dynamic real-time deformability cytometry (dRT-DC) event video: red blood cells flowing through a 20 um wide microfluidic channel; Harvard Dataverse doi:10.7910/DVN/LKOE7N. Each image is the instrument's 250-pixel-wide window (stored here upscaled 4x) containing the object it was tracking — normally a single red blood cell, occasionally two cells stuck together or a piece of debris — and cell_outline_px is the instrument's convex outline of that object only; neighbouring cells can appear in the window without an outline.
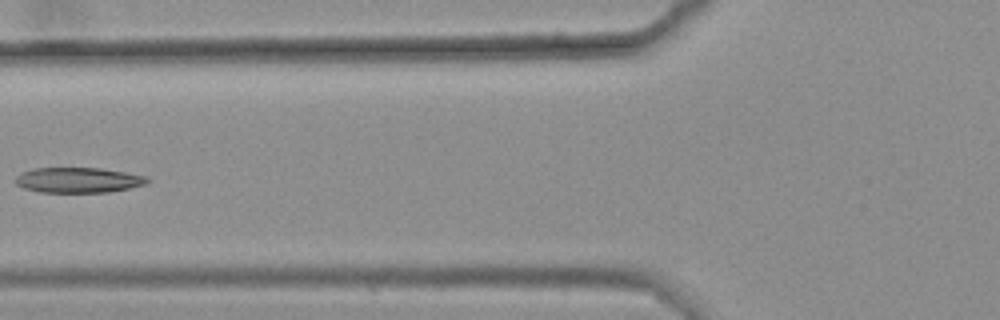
{"species": "common noctule bat (a hibernating species)", "species_latin": "Nyctalus noctula", "temperature_condition": "warm", "stored_images_in_passage": 8, "camera_frame_rate_fps": 3000, "um_per_image_px": 0.085, "animal": {"sex": "female", "body_mass_g": 25.1}, "frame": {"image": 1, "passage_image": 7, "time_ms": 2.0, "image_size_px": [1000, 320], "cell_outline_px": [[152, 180], [148, 184], [108, 192], [40, 192], [24, 188], [16, 184], [16, 176], [20, 172], [32, 168], [100, 168], [124, 172], [144, 176]], "centroid_in_image_um": [6.64, 15.3], "position_along_channel_um": 119.2, "area_um2": 19.42}}
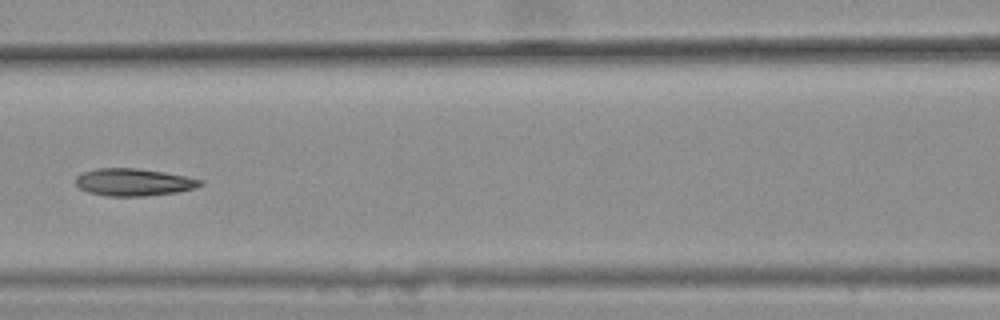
{"frame": {"image": 2, "passage_image": 8, "time_ms": 2.333, "image_size_px": [1000, 320], "cell_outline_px": [[204, 184], [192, 188], [176, 192], [144, 196], [108, 196], [88, 192], [80, 188], [76, 184], [76, 176], [84, 172], [96, 168], [136, 168], [164, 172], [204, 180]], "centroid_in_image_um": [11.35, 15.48], "position_along_channel_um": 155.3, "area_um2": 19.71}}